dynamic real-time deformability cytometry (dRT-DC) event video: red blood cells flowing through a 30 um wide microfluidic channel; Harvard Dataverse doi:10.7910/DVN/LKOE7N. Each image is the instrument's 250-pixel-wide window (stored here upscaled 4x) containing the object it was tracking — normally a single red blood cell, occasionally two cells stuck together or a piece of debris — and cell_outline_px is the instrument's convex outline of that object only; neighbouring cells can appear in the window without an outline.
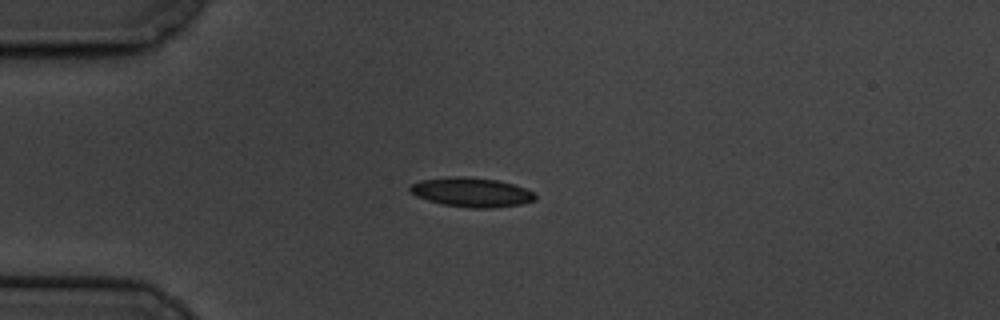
{"species": "common noctule bat (a hibernating species)", "species_latin": "Nyctalus noctula", "temperature_condition": "cold", "stored_images_in_passage": 4, "camera_frame_rate_fps": 3000, "um_per_image_px": 0.085, "animal": {"sex": "male", "body_mass_g": 19.5, "forearm_length_mm": 54.6}, "frame": {"image": 1, "passage_image": 4, "time_ms": 3.333, "image_size_px": [1000, 320], "cell_outline_px": [[536, 200], [520, 204], [492, 208], [472, 208], [444, 204], [428, 200], [416, 196], [408, 188], [412, 184], [420, 180], [448, 176], [464, 176], [496, 180], [512, 184], [524, 188], [532, 192], [536, 196]], "centroid_in_image_um": [40.06, 16.33], "position_along_channel_um": 44.9, "area_um2": 21.21}}